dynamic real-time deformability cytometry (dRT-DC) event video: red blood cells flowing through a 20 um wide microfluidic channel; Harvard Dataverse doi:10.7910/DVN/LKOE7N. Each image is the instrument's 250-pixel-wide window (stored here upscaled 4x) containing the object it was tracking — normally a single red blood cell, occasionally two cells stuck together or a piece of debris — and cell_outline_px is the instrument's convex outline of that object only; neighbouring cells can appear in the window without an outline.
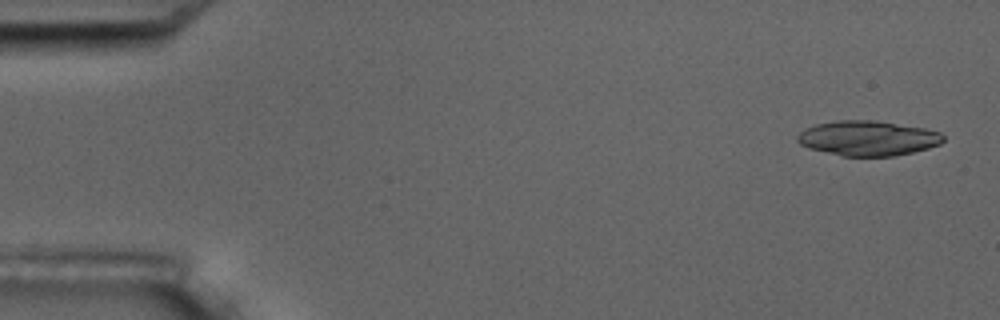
{"species": "common noctule bat (a hibernating species)", "species_latin": "Nyctalus noctula", "temperature_condition": "room temperature", "stored_images_in_passage": 6, "camera_frame_rate_fps": 3000, "um_per_image_px": 0.085, "animal": {"sex": "male", "body_mass_g": 17.5, "forearm_length_mm": 52.3}, "frame": {"image": 1, "passage_image": 1, "time_ms": 0.0, "image_size_px": [1000, 320], "cell_outline_px": [[944, 140], [940, 144], [928, 148], [912, 152], [892, 156], [840, 156], [808, 148], [800, 144], [796, 140], [796, 136], [804, 128], [816, 124], [836, 120], [876, 120], [924, 128], [940, 132], [944, 136]], "centroid_in_image_um": [73.73, 11.74], "position_along_channel_um": 11.3, "area_um2": 29.88}}
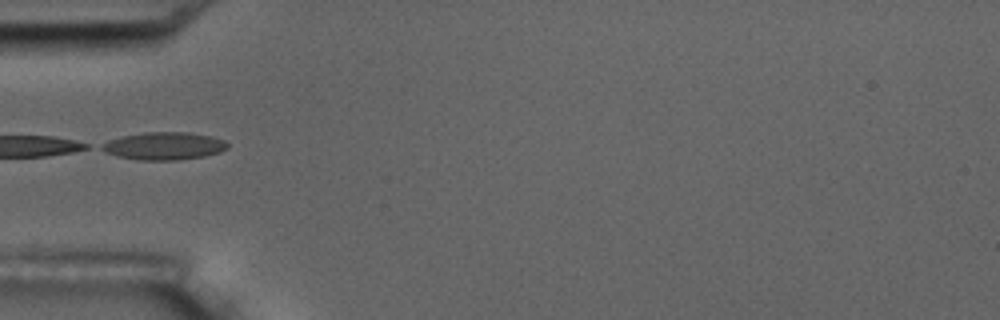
{"frame": {"image": 2, "passage_image": 4, "time_ms": 5.333, "image_size_px": [1000, 320], "cell_outline_px": [[228, 148], [220, 152], [204, 156], [180, 160], [136, 160], [116, 156], [100, 148], [100, 144], [108, 140], [120, 136], [144, 132], [188, 132], [212, 136], [224, 140], [228, 144]], "centroid_in_image_um": [13.93, 12.4], "position_along_channel_um": 71.1, "area_um2": 20.46}}